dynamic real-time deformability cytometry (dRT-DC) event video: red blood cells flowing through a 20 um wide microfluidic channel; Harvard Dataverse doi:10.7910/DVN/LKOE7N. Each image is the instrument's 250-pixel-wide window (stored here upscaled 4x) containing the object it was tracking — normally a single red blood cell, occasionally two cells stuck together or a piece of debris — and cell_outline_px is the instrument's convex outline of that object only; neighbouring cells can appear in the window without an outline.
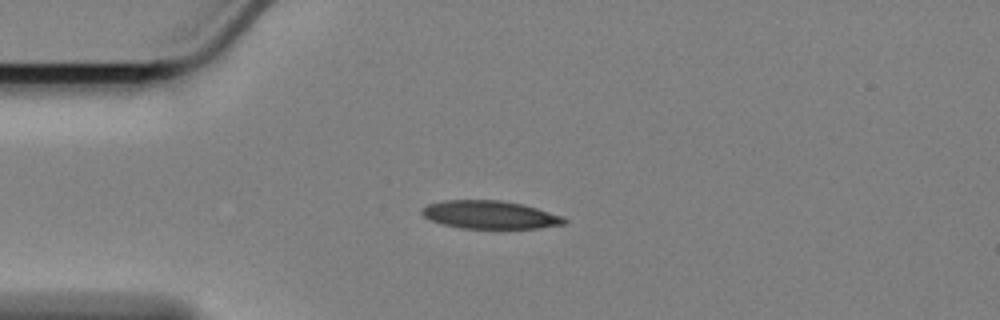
{"species": "Egyptian fruit bat (a non-hibernating species)", "species_latin": "Rousettus aegyptiacus", "temperature_condition": "cold", "stored_images_in_passage": 45, "camera_frame_rate_fps": 3000, "um_per_image_px": 0.085, "animal": {"sex": "female"}, "frame": {"image": 1, "passage_image": 1, "time_ms": 0.0, "image_size_px": [1000, 320], "cell_outline_px": [[568, 220], [564, 224], [540, 228], [460, 228], [444, 224], [432, 220], [424, 216], [420, 212], [420, 208], [428, 204], [444, 200], [500, 200], [524, 204], [564, 216]], "centroid_in_image_um": [41.66, 18.24], "position_along_channel_um": 43.3, "area_um2": 23.35}}
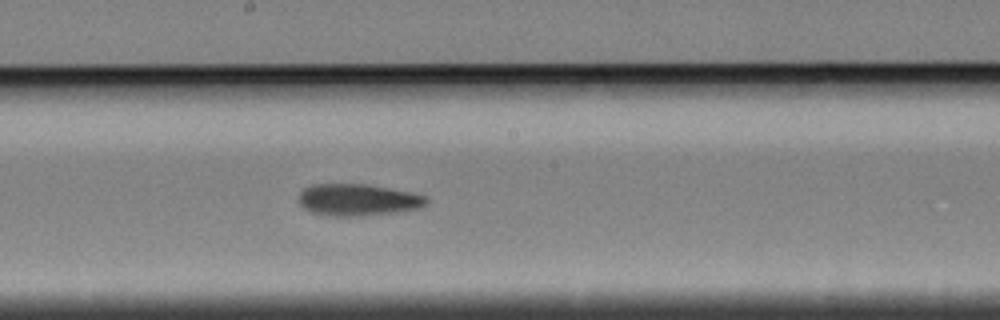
{"frame": {"image": 2, "passage_image": 18, "time_ms": 5.667, "image_size_px": [1000, 320], "cell_outline_px": [[428, 200], [420, 208], [392, 212], [360, 216], [324, 216], [312, 212], [304, 208], [300, 204], [300, 192], [304, 188], [312, 184], [364, 184], [408, 192], [424, 196]], "centroid_in_image_um": [30.35, 16.99], "position_along_channel_um": 217.9, "area_um2": 23.29}}
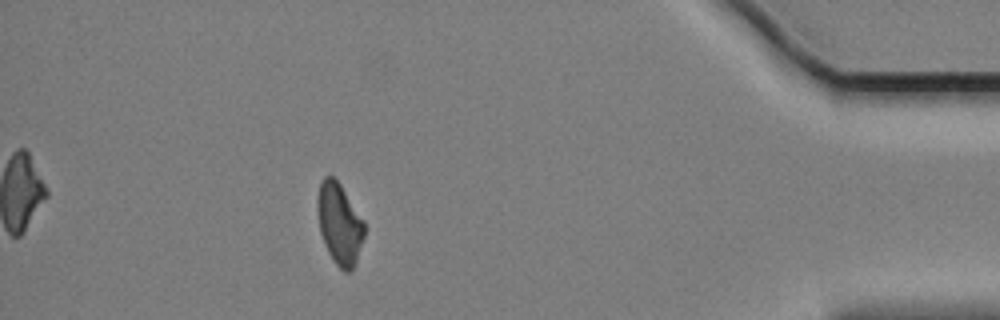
{"frame": {"image": 3, "passage_image": 39, "time_ms": 12.667, "image_size_px": [1000, 320], "cell_outline_px": [[364, 236], [356, 260], [352, 268], [348, 272], [344, 272], [336, 264], [328, 252], [324, 244], [320, 232], [320, 184], [324, 176], [332, 176], [340, 184], [364, 220]], "centroid_in_image_um": [28.9, 19.06], "position_along_channel_um": 406.3, "area_um2": 21.27}, "authors_computed_cell_mechanics": {"area_um2": 23.409, "velocity_mm_per_s": 3.3887, "shape_relaxation_time_tau1_ms": null, "shape_relaxation_time_tau2_ms": 6.8968, "deformation_change_tau1": null, "deformation_change_tau2": 0.1428}}